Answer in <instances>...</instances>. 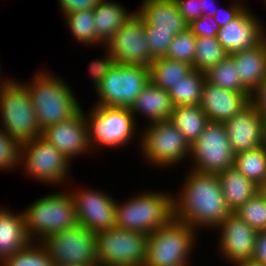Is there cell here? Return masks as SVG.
<instances>
[{
	"instance_id": "ffe728a7",
	"label": "cell",
	"mask_w": 266,
	"mask_h": 266,
	"mask_svg": "<svg viewBox=\"0 0 266 266\" xmlns=\"http://www.w3.org/2000/svg\"><path fill=\"white\" fill-rule=\"evenodd\" d=\"M250 96L251 93L230 91L205 81L199 106L209 121L225 122L250 103Z\"/></svg>"
},
{
	"instance_id": "7a4b0ae2",
	"label": "cell",
	"mask_w": 266,
	"mask_h": 266,
	"mask_svg": "<svg viewBox=\"0 0 266 266\" xmlns=\"http://www.w3.org/2000/svg\"><path fill=\"white\" fill-rule=\"evenodd\" d=\"M43 70L34 74L32 81L21 82L35 107L41 131L74 117L82 109L69 83L55 72Z\"/></svg>"
},
{
	"instance_id": "9c48e42d",
	"label": "cell",
	"mask_w": 266,
	"mask_h": 266,
	"mask_svg": "<svg viewBox=\"0 0 266 266\" xmlns=\"http://www.w3.org/2000/svg\"><path fill=\"white\" fill-rule=\"evenodd\" d=\"M20 165L28 177L49 186L63 188L71 178L72 163L42 136L21 144Z\"/></svg>"
},
{
	"instance_id": "d590c367",
	"label": "cell",
	"mask_w": 266,
	"mask_h": 266,
	"mask_svg": "<svg viewBox=\"0 0 266 266\" xmlns=\"http://www.w3.org/2000/svg\"><path fill=\"white\" fill-rule=\"evenodd\" d=\"M196 52V36L187 28L176 34L164 57L189 63L193 66Z\"/></svg>"
},
{
	"instance_id": "8d00e7d4",
	"label": "cell",
	"mask_w": 266,
	"mask_h": 266,
	"mask_svg": "<svg viewBox=\"0 0 266 266\" xmlns=\"http://www.w3.org/2000/svg\"><path fill=\"white\" fill-rule=\"evenodd\" d=\"M21 143L0 128V172L20 166Z\"/></svg>"
},
{
	"instance_id": "5b68a950",
	"label": "cell",
	"mask_w": 266,
	"mask_h": 266,
	"mask_svg": "<svg viewBox=\"0 0 266 266\" xmlns=\"http://www.w3.org/2000/svg\"><path fill=\"white\" fill-rule=\"evenodd\" d=\"M26 208L22 212L32 242L78 225L74 201L67 190L41 196Z\"/></svg>"
},
{
	"instance_id": "4316f807",
	"label": "cell",
	"mask_w": 266,
	"mask_h": 266,
	"mask_svg": "<svg viewBox=\"0 0 266 266\" xmlns=\"http://www.w3.org/2000/svg\"><path fill=\"white\" fill-rule=\"evenodd\" d=\"M148 69L150 82L158 88L169 91L193 70V66L186 62L157 57Z\"/></svg>"
},
{
	"instance_id": "c3c4849f",
	"label": "cell",
	"mask_w": 266,
	"mask_h": 266,
	"mask_svg": "<svg viewBox=\"0 0 266 266\" xmlns=\"http://www.w3.org/2000/svg\"><path fill=\"white\" fill-rule=\"evenodd\" d=\"M233 266H261L260 264L254 263L253 261H243L233 264Z\"/></svg>"
},
{
	"instance_id": "cb8c5ba5",
	"label": "cell",
	"mask_w": 266,
	"mask_h": 266,
	"mask_svg": "<svg viewBox=\"0 0 266 266\" xmlns=\"http://www.w3.org/2000/svg\"><path fill=\"white\" fill-rule=\"evenodd\" d=\"M242 84L252 91L266 79V38L253 48L229 54Z\"/></svg>"
},
{
	"instance_id": "74e56055",
	"label": "cell",
	"mask_w": 266,
	"mask_h": 266,
	"mask_svg": "<svg viewBox=\"0 0 266 266\" xmlns=\"http://www.w3.org/2000/svg\"><path fill=\"white\" fill-rule=\"evenodd\" d=\"M174 36L172 32L145 31V40L151 55L154 58L164 57Z\"/></svg>"
},
{
	"instance_id": "7bdbcfd3",
	"label": "cell",
	"mask_w": 266,
	"mask_h": 266,
	"mask_svg": "<svg viewBox=\"0 0 266 266\" xmlns=\"http://www.w3.org/2000/svg\"><path fill=\"white\" fill-rule=\"evenodd\" d=\"M100 0H58L59 10L62 15H67L76 11L93 9Z\"/></svg>"
},
{
	"instance_id": "7dc6e473",
	"label": "cell",
	"mask_w": 266,
	"mask_h": 266,
	"mask_svg": "<svg viewBox=\"0 0 266 266\" xmlns=\"http://www.w3.org/2000/svg\"><path fill=\"white\" fill-rule=\"evenodd\" d=\"M258 194L266 200V180L258 185Z\"/></svg>"
},
{
	"instance_id": "d4e9b609",
	"label": "cell",
	"mask_w": 266,
	"mask_h": 266,
	"mask_svg": "<svg viewBox=\"0 0 266 266\" xmlns=\"http://www.w3.org/2000/svg\"><path fill=\"white\" fill-rule=\"evenodd\" d=\"M135 12L136 10L128 11L117 1L100 0L93 8L97 38L105 45Z\"/></svg>"
},
{
	"instance_id": "3957f363",
	"label": "cell",
	"mask_w": 266,
	"mask_h": 266,
	"mask_svg": "<svg viewBox=\"0 0 266 266\" xmlns=\"http://www.w3.org/2000/svg\"><path fill=\"white\" fill-rule=\"evenodd\" d=\"M115 226L120 229L151 234L173 216V193L143 190L121 202L116 200Z\"/></svg>"
},
{
	"instance_id": "7402d4cb",
	"label": "cell",
	"mask_w": 266,
	"mask_h": 266,
	"mask_svg": "<svg viewBox=\"0 0 266 266\" xmlns=\"http://www.w3.org/2000/svg\"><path fill=\"white\" fill-rule=\"evenodd\" d=\"M31 243L23 212L15 213L9 207H0V263Z\"/></svg>"
},
{
	"instance_id": "5bb4252c",
	"label": "cell",
	"mask_w": 266,
	"mask_h": 266,
	"mask_svg": "<svg viewBox=\"0 0 266 266\" xmlns=\"http://www.w3.org/2000/svg\"><path fill=\"white\" fill-rule=\"evenodd\" d=\"M76 210L78 225L97 234L115 228L116 199L97 188L77 185L69 190Z\"/></svg>"
},
{
	"instance_id": "30bf717a",
	"label": "cell",
	"mask_w": 266,
	"mask_h": 266,
	"mask_svg": "<svg viewBox=\"0 0 266 266\" xmlns=\"http://www.w3.org/2000/svg\"><path fill=\"white\" fill-rule=\"evenodd\" d=\"M147 236L117 227L97 233L95 247L98 266H144Z\"/></svg>"
},
{
	"instance_id": "603a6c76",
	"label": "cell",
	"mask_w": 266,
	"mask_h": 266,
	"mask_svg": "<svg viewBox=\"0 0 266 266\" xmlns=\"http://www.w3.org/2000/svg\"><path fill=\"white\" fill-rule=\"evenodd\" d=\"M174 107L169 92L149 82L135 99L130 110L136 122L137 115L141 114L146 122L151 123L169 120Z\"/></svg>"
},
{
	"instance_id": "277c9868",
	"label": "cell",
	"mask_w": 266,
	"mask_h": 266,
	"mask_svg": "<svg viewBox=\"0 0 266 266\" xmlns=\"http://www.w3.org/2000/svg\"><path fill=\"white\" fill-rule=\"evenodd\" d=\"M197 231L174 216L147 236L144 266H190Z\"/></svg>"
},
{
	"instance_id": "484cf974",
	"label": "cell",
	"mask_w": 266,
	"mask_h": 266,
	"mask_svg": "<svg viewBox=\"0 0 266 266\" xmlns=\"http://www.w3.org/2000/svg\"><path fill=\"white\" fill-rule=\"evenodd\" d=\"M217 175L226 204L232 213L258 193V186L234 167L227 168Z\"/></svg>"
},
{
	"instance_id": "f6af8a7d",
	"label": "cell",
	"mask_w": 266,
	"mask_h": 266,
	"mask_svg": "<svg viewBox=\"0 0 266 266\" xmlns=\"http://www.w3.org/2000/svg\"><path fill=\"white\" fill-rule=\"evenodd\" d=\"M251 261L266 266V231L258 232Z\"/></svg>"
},
{
	"instance_id": "f546056e",
	"label": "cell",
	"mask_w": 266,
	"mask_h": 266,
	"mask_svg": "<svg viewBox=\"0 0 266 266\" xmlns=\"http://www.w3.org/2000/svg\"><path fill=\"white\" fill-rule=\"evenodd\" d=\"M68 26L71 35L78 44L84 47H93L96 45L103 46L104 44L97 38L95 31V20L93 9L76 11L62 16Z\"/></svg>"
},
{
	"instance_id": "6da1fadb",
	"label": "cell",
	"mask_w": 266,
	"mask_h": 266,
	"mask_svg": "<svg viewBox=\"0 0 266 266\" xmlns=\"http://www.w3.org/2000/svg\"><path fill=\"white\" fill-rule=\"evenodd\" d=\"M189 171V172H188ZM187 171L183 186L173 193V214L198 230H215L232 213L222 193L217 174Z\"/></svg>"
},
{
	"instance_id": "7c38bea8",
	"label": "cell",
	"mask_w": 266,
	"mask_h": 266,
	"mask_svg": "<svg viewBox=\"0 0 266 266\" xmlns=\"http://www.w3.org/2000/svg\"><path fill=\"white\" fill-rule=\"evenodd\" d=\"M95 235L88 228L77 225L49 234L40 243L55 266H98Z\"/></svg>"
},
{
	"instance_id": "52a82bcc",
	"label": "cell",
	"mask_w": 266,
	"mask_h": 266,
	"mask_svg": "<svg viewBox=\"0 0 266 266\" xmlns=\"http://www.w3.org/2000/svg\"><path fill=\"white\" fill-rule=\"evenodd\" d=\"M0 128L21 144L42 136L35 107L25 86L16 78L0 87Z\"/></svg>"
},
{
	"instance_id": "44dd1931",
	"label": "cell",
	"mask_w": 266,
	"mask_h": 266,
	"mask_svg": "<svg viewBox=\"0 0 266 266\" xmlns=\"http://www.w3.org/2000/svg\"><path fill=\"white\" fill-rule=\"evenodd\" d=\"M135 10L144 20L145 31L172 32L176 35L188 28L173 0H142Z\"/></svg>"
},
{
	"instance_id": "ab89813d",
	"label": "cell",
	"mask_w": 266,
	"mask_h": 266,
	"mask_svg": "<svg viewBox=\"0 0 266 266\" xmlns=\"http://www.w3.org/2000/svg\"><path fill=\"white\" fill-rule=\"evenodd\" d=\"M188 28L196 37H217L220 30L214 18L207 15L191 21Z\"/></svg>"
},
{
	"instance_id": "836d02e7",
	"label": "cell",
	"mask_w": 266,
	"mask_h": 266,
	"mask_svg": "<svg viewBox=\"0 0 266 266\" xmlns=\"http://www.w3.org/2000/svg\"><path fill=\"white\" fill-rule=\"evenodd\" d=\"M0 266H55L46 248L40 242H32L25 249L4 259Z\"/></svg>"
},
{
	"instance_id": "ba28073f",
	"label": "cell",
	"mask_w": 266,
	"mask_h": 266,
	"mask_svg": "<svg viewBox=\"0 0 266 266\" xmlns=\"http://www.w3.org/2000/svg\"><path fill=\"white\" fill-rule=\"evenodd\" d=\"M147 124L145 129H141L138 146L146 163L166 169L180 166L179 163H183L185 158L189 162L187 158H190L191 145L170 120Z\"/></svg>"
},
{
	"instance_id": "1f68e13d",
	"label": "cell",
	"mask_w": 266,
	"mask_h": 266,
	"mask_svg": "<svg viewBox=\"0 0 266 266\" xmlns=\"http://www.w3.org/2000/svg\"><path fill=\"white\" fill-rule=\"evenodd\" d=\"M205 76L206 81L214 86L239 93H251L242 84L233 59L229 55L217 65L210 67Z\"/></svg>"
},
{
	"instance_id": "2e32d148",
	"label": "cell",
	"mask_w": 266,
	"mask_h": 266,
	"mask_svg": "<svg viewBox=\"0 0 266 266\" xmlns=\"http://www.w3.org/2000/svg\"><path fill=\"white\" fill-rule=\"evenodd\" d=\"M218 231V255L233 265L238 262L251 261L258 231L231 213L215 230Z\"/></svg>"
},
{
	"instance_id": "681fc988",
	"label": "cell",
	"mask_w": 266,
	"mask_h": 266,
	"mask_svg": "<svg viewBox=\"0 0 266 266\" xmlns=\"http://www.w3.org/2000/svg\"><path fill=\"white\" fill-rule=\"evenodd\" d=\"M263 146L266 148V119H263Z\"/></svg>"
},
{
	"instance_id": "ee69618b",
	"label": "cell",
	"mask_w": 266,
	"mask_h": 266,
	"mask_svg": "<svg viewBox=\"0 0 266 266\" xmlns=\"http://www.w3.org/2000/svg\"><path fill=\"white\" fill-rule=\"evenodd\" d=\"M250 103L259 115L266 119V79L252 91Z\"/></svg>"
},
{
	"instance_id": "d6986e66",
	"label": "cell",
	"mask_w": 266,
	"mask_h": 266,
	"mask_svg": "<svg viewBox=\"0 0 266 266\" xmlns=\"http://www.w3.org/2000/svg\"><path fill=\"white\" fill-rule=\"evenodd\" d=\"M224 124L235 155L263 146V118L251 103Z\"/></svg>"
},
{
	"instance_id": "b9f144b4",
	"label": "cell",
	"mask_w": 266,
	"mask_h": 266,
	"mask_svg": "<svg viewBox=\"0 0 266 266\" xmlns=\"http://www.w3.org/2000/svg\"><path fill=\"white\" fill-rule=\"evenodd\" d=\"M178 8L179 13L189 24L191 21L202 16L201 5L199 0H173Z\"/></svg>"
},
{
	"instance_id": "e575fe53",
	"label": "cell",
	"mask_w": 266,
	"mask_h": 266,
	"mask_svg": "<svg viewBox=\"0 0 266 266\" xmlns=\"http://www.w3.org/2000/svg\"><path fill=\"white\" fill-rule=\"evenodd\" d=\"M233 213L256 231H266V200L258 193Z\"/></svg>"
},
{
	"instance_id": "bcb514c9",
	"label": "cell",
	"mask_w": 266,
	"mask_h": 266,
	"mask_svg": "<svg viewBox=\"0 0 266 266\" xmlns=\"http://www.w3.org/2000/svg\"><path fill=\"white\" fill-rule=\"evenodd\" d=\"M199 1L201 5V14L213 17L219 8L216 5L215 0H199Z\"/></svg>"
},
{
	"instance_id": "8992f818",
	"label": "cell",
	"mask_w": 266,
	"mask_h": 266,
	"mask_svg": "<svg viewBox=\"0 0 266 266\" xmlns=\"http://www.w3.org/2000/svg\"><path fill=\"white\" fill-rule=\"evenodd\" d=\"M88 112L85 117L92 151L97 152L101 148L125 147L131 144L130 142L134 141L137 136V142H140L138 124L130 108L93 105Z\"/></svg>"
},
{
	"instance_id": "ac0fdd59",
	"label": "cell",
	"mask_w": 266,
	"mask_h": 266,
	"mask_svg": "<svg viewBox=\"0 0 266 266\" xmlns=\"http://www.w3.org/2000/svg\"><path fill=\"white\" fill-rule=\"evenodd\" d=\"M252 11L247 7L236 19L220 28L217 38L228 54L253 48L266 38L264 22Z\"/></svg>"
},
{
	"instance_id": "f907efd6",
	"label": "cell",
	"mask_w": 266,
	"mask_h": 266,
	"mask_svg": "<svg viewBox=\"0 0 266 266\" xmlns=\"http://www.w3.org/2000/svg\"><path fill=\"white\" fill-rule=\"evenodd\" d=\"M1 74H2V72H0V87L7 80V78H4Z\"/></svg>"
},
{
	"instance_id": "4fadbf2b",
	"label": "cell",
	"mask_w": 266,
	"mask_h": 266,
	"mask_svg": "<svg viewBox=\"0 0 266 266\" xmlns=\"http://www.w3.org/2000/svg\"><path fill=\"white\" fill-rule=\"evenodd\" d=\"M235 154L224 122L209 121L191 145L189 168L200 173L218 174L233 167Z\"/></svg>"
},
{
	"instance_id": "4dcf8cb0",
	"label": "cell",
	"mask_w": 266,
	"mask_h": 266,
	"mask_svg": "<svg viewBox=\"0 0 266 266\" xmlns=\"http://www.w3.org/2000/svg\"><path fill=\"white\" fill-rule=\"evenodd\" d=\"M233 167L258 186L266 180V148L260 146L236 154Z\"/></svg>"
},
{
	"instance_id": "f1b7e54d",
	"label": "cell",
	"mask_w": 266,
	"mask_h": 266,
	"mask_svg": "<svg viewBox=\"0 0 266 266\" xmlns=\"http://www.w3.org/2000/svg\"><path fill=\"white\" fill-rule=\"evenodd\" d=\"M205 72L193 69L170 89L169 95L175 107L200 105Z\"/></svg>"
},
{
	"instance_id": "60d3db41",
	"label": "cell",
	"mask_w": 266,
	"mask_h": 266,
	"mask_svg": "<svg viewBox=\"0 0 266 266\" xmlns=\"http://www.w3.org/2000/svg\"><path fill=\"white\" fill-rule=\"evenodd\" d=\"M247 0H233L232 5L230 4L227 8L224 6L219 7L213 16L215 22L219 25V27H223L227 25L232 20L236 19L248 6Z\"/></svg>"
},
{
	"instance_id": "f35d334b",
	"label": "cell",
	"mask_w": 266,
	"mask_h": 266,
	"mask_svg": "<svg viewBox=\"0 0 266 266\" xmlns=\"http://www.w3.org/2000/svg\"><path fill=\"white\" fill-rule=\"evenodd\" d=\"M101 48H104L103 57L100 59H95L90 61L89 69H87L90 73V78L93 80L91 84L94 89L101 83L104 79L105 75L109 72L111 67L115 64L113 55L109 52L108 48L103 45Z\"/></svg>"
},
{
	"instance_id": "e0dca14e",
	"label": "cell",
	"mask_w": 266,
	"mask_h": 266,
	"mask_svg": "<svg viewBox=\"0 0 266 266\" xmlns=\"http://www.w3.org/2000/svg\"><path fill=\"white\" fill-rule=\"evenodd\" d=\"M42 137L61 151L71 163L74 158L81 155L93 154L89 144L88 123L83 109L74 117L47 127L42 131Z\"/></svg>"
},
{
	"instance_id": "9a60e30c",
	"label": "cell",
	"mask_w": 266,
	"mask_h": 266,
	"mask_svg": "<svg viewBox=\"0 0 266 266\" xmlns=\"http://www.w3.org/2000/svg\"><path fill=\"white\" fill-rule=\"evenodd\" d=\"M114 62L149 68L154 61L145 40L144 20L135 12L105 44Z\"/></svg>"
},
{
	"instance_id": "8fae6325",
	"label": "cell",
	"mask_w": 266,
	"mask_h": 266,
	"mask_svg": "<svg viewBox=\"0 0 266 266\" xmlns=\"http://www.w3.org/2000/svg\"><path fill=\"white\" fill-rule=\"evenodd\" d=\"M149 82L148 68L115 63L94 90L93 105L130 108Z\"/></svg>"
},
{
	"instance_id": "83f0119b",
	"label": "cell",
	"mask_w": 266,
	"mask_h": 266,
	"mask_svg": "<svg viewBox=\"0 0 266 266\" xmlns=\"http://www.w3.org/2000/svg\"><path fill=\"white\" fill-rule=\"evenodd\" d=\"M169 120L183 134L190 145L200 137L209 122L207 115L199 105L174 107Z\"/></svg>"
},
{
	"instance_id": "d6a6232c",
	"label": "cell",
	"mask_w": 266,
	"mask_h": 266,
	"mask_svg": "<svg viewBox=\"0 0 266 266\" xmlns=\"http://www.w3.org/2000/svg\"><path fill=\"white\" fill-rule=\"evenodd\" d=\"M228 55L217 37H196L193 69L206 72L210 67L217 65Z\"/></svg>"
}]
</instances>
